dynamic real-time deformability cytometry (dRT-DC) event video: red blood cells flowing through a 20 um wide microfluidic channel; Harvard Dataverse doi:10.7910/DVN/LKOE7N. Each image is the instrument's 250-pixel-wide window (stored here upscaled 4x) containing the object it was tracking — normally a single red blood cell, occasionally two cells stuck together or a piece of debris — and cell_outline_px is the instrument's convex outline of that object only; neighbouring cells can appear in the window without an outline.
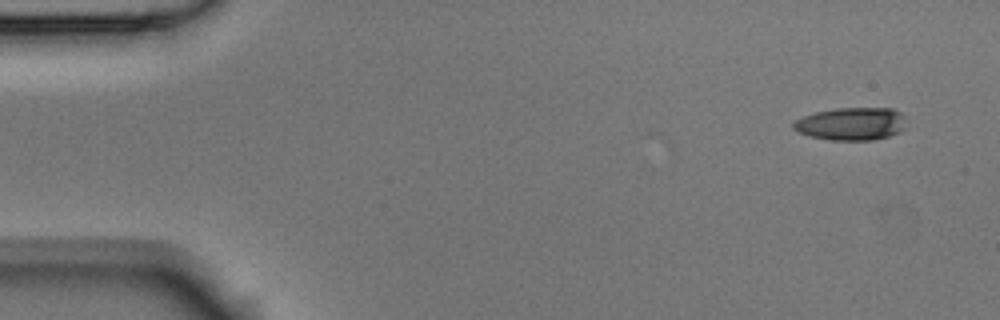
{"species": "Egyptian fruit bat (a non-hibernating species)", "species_latin": "Rousettus aegyptiacus", "temperature_condition": "room temperature", "stored_images_in_passage": 4, "camera_frame_rate_fps": 3000, "um_per_image_px": 0.085, "animal": {"sex": "male"}, "frame": {"image": 1, "passage_image": 1, "time_ms": 0.0, "image_size_px": [1000, 320], "cell_outline_px": [[904, 128], [900, 132], [888, 136], [872, 140], [828, 140], [808, 136], [792, 128], [792, 124], [796, 120], [804, 116], [816, 112], [836, 108], [896, 108], [904, 116]], "centroid_in_image_um": [72.36, 10.52], "position_along_channel_um": 12.6, "area_um2": 21.62}}
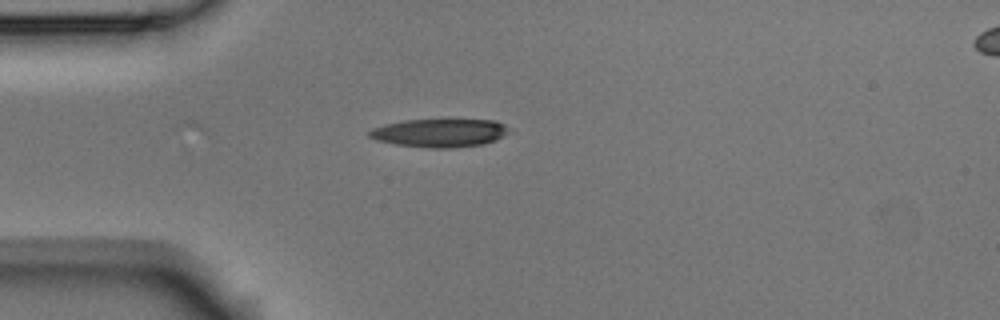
{"frame": {"image": 2, "passage_image": 4, "time_ms": 1.0, "image_size_px": [1000, 320], "cell_outline_px": [[512, 132], [496, 140], [484, 144], [452, 148], [428, 148], [396, 144], [376, 140], [368, 136], [368, 132], [372, 128], [384, 124], [404, 120], [496, 120], [504, 124]], "centroid_in_image_um": [37.4, 11.3], "position_along_channel_um": 47.6, "area_um2": 23.18}}